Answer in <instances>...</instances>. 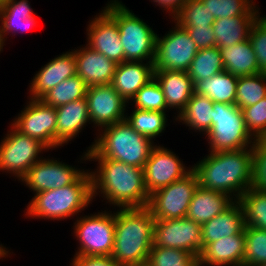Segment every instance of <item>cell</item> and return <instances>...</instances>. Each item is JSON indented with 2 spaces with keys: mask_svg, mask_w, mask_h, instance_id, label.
Here are the masks:
<instances>
[{
  "mask_svg": "<svg viewBox=\"0 0 266 266\" xmlns=\"http://www.w3.org/2000/svg\"><path fill=\"white\" fill-rule=\"evenodd\" d=\"M177 152L170 147L156 144L144 166L145 185L149 195L167 185L182 179L193 170ZM188 165V166H187Z\"/></svg>",
  "mask_w": 266,
  "mask_h": 266,
  "instance_id": "5bb4252c",
  "label": "cell"
},
{
  "mask_svg": "<svg viewBox=\"0 0 266 266\" xmlns=\"http://www.w3.org/2000/svg\"><path fill=\"white\" fill-rule=\"evenodd\" d=\"M32 1V0H31ZM30 0H2L0 5V44L4 50L8 40L31 32L39 26L38 15ZM14 36V37H13ZM9 37H11L9 39Z\"/></svg>",
  "mask_w": 266,
  "mask_h": 266,
  "instance_id": "d6986e66",
  "label": "cell"
},
{
  "mask_svg": "<svg viewBox=\"0 0 266 266\" xmlns=\"http://www.w3.org/2000/svg\"><path fill=\"white\" fill-rule=\"evenodd\" d=\"M224 71V65L217 46L199 49L188 69V75L193 81L194 86L204 79Z\"/></svg>",
  "mask_w": 266,
  "mask_h": 266,
  "instance_id": "1f68e13d",
  "label": "cell"
},
{
  "mask_svg": "<svg viewBox=\"0 0 266 266\" xmlns=\"http://www.w3.org/2000/svg\"><path fill=\"white\" fill-rule=\"evenodd\" d=\"M6 245H4V243L2 244V242L0 241V261H4V260H8V259H12V257L16 254H14L15 252L12 250L11 247H6Z\"/></svg>",
  "mask_w": 266,
  "mask_h": 266,
  "instance_id": "7dc6e473",
  "label": "cell"
},
{
  "mask_svg": "<svg viewBox=\"0 0 266 266\" xmlns=\"http://www.w3.org/2000/svg\"><path fill=\"white\" fill-rule=\"evenodd\" d=\"M170 116L169 112L141 110L132 108L129 104L126 109V121L139 134L150 139L155 144H161L158 138L168 132L166 129L168 126H171L172 123L176 124V118L171 116L172 120L168 119Z\"/></svg>",
  "mask_w": 266,
  "mask_h": 266,
  "instance_id": "f1b7e54d",
  "label": "cell"
},
{
  "mask_svg": "<svg viewBox=\"0 0 266 266\" xmlns=\"http://www.w3.org/2000/svg\"><path fill=\"white\" fill-rule=\"evenodd\" d=\"M259 16V9L254 7L246 16L215 19L212 29L216 46L229 47L248 39L252 25Z\"/></svg>",
  "mask_w": 266,
  "mask_h": 266,
  "instance_id": "83f0119b",
  "label": "cell"
},
{
  "mask_svg": "<svg viewBox=\"0 0 266 266\" xmlns=\"http://www.w3.org/2000/svg\"><path fill=\"white\" fill-rule=\"evenodd\" d=\"M238 201L244 210L246 227L266 230V191L251 187Z\"/></svg>",
  "mask_w": 266,
  "mask_h": 266,
  "instance_id": "836d02e7",
  "label": "cell"
},
{
  "mask_svg": "<svg viewBox=\"0 0 266 266\" xmlns=\"http://www.w3.org/2000/svg\"><path fill=\"white\" fill-rule=\"evenodd\" d=\"M238 77L222 71L211 78L199 81L195 93L210 98L213 102L235 104Z\"/></svg>",
  "mask_w": 266,
  "mask_h": 266,
  "instance_id": "4dcf8cb0",
  "label": "cell"
},
{
  "mask_svg": "<svg viewBox=\"0 0 266 266\" xmlns=\"http://www.w3.org/2000/svg\"><path fill=\"white\" fill-rule=\"evenodd\" d=\"M170 21V22H169ZM168 31L158 34L153 59L154 70L188 71L198 48L186 29L168 20Z\"/></svg>",
  "mask_w": 266,
  "mask_h": 266,
  "instance_id": "8fae6325",
  "label": "cell"
},
{
  "mask_svg": "<svg viewBox=\"0 0 266 266\" xmlns=\"http://www.w3.org/2000/svg\"><path fill=\"white\" fill-rule=\"evenodd\" d=\"M207 153L192 163L199 186L239 200L252 187L253 148Z\"/></svg>",
  "mask_w": 266,
  "mask_h": 266,
  "instance_id": "7a4b0ae2",
  "label": "cell"
},
{
  "mask_svg": "<svg viewBox=\"0 0 266 266\" xmlns=\"http://www.w3.org/2000/svg\"><path fill=\"white\" fill-rule=\"evenodd\" d=\"M95 14L89 17L86 24L85 44L117 64L124 62V50L116 21L102 7Z\"/></svg>",
  "mask_w": 266,
  "mask_h": 266,
  "instance_id": "e0dca14e",
  "label": "cell"
},
{
  "mask_svg": "<svg viewBox=\"0 0 266 266\" xmlns=\"http://www.w3.org/2000/svg\"><path fill=\"white\" fill-rule=\"evenodd\" d=\"M156 144L139 134L125 120L99 129L85 151L88 158H107L144 168Z\"/></svg>",
  "mask_w": 266,
  "mask_h": 266,
  "instance_id": "5b68a950",
  "label": "cell"
},
{
  "mask_svg": "<svg viewBox=\"0 0 266 266\" xmlns=\"http://www.w3.org/2000/svg\"><path fill=\"white\" fill-rule=\"evenodd\" d=\"M245 126L255 140H266V97L242 108Z\"/></svg>",
  "mask_w": 266,
  "mask_h": 266,
  "instance_id": "60d3db41",
  "label": "cell"
},
{
  "mask_svg": "<svg viewBox=\"0 0 266 266\" xmlns=\"http://www.w3.org/2000/svg\"><path fill=\"white\" fill-rule=\"evenodd\" d=\"M2 52H4V50H3V48H2V46L0 44V55H1Z\"/></svg>",
  "mask_w": 266,
  "mask_h": 266,
  "instance_id": "681fc988",
  "label": "cell"
},
{
  "mask_svg": "<svg viewBox=\"0 0 266 266\" xmlns=\"http://www.w3.org/2000/svg\"><path fill=\"white\" fill-rule=\"evenodd\" d=\"M51 152L54 153L50 150L49 155L36 162L18 182L33 195L73 184L88 169V152L84 148L76 157L75 165L66 163L61 157H51ZM81 163L86 164L85 167Z\"/></svg>",
  "mask_w": 266,
  "mask_h": 266,
  "instance_id": "9c48e42d",
  "label": "cell"
},
{
  "mask_svg": "<svg viewBox=\"0 0 266 266\" xmlns=\"http://www.w3.org/2000/svg\"><path fill=\"white\" fill-rule=\"evenodd\" d=\"M30 198L21 214L28 221H73L93 205L90 172L87 169L73 184L41 191Z\"/></svg>",
  "mask_w": 266,
  "mask_h": 266,
  "instance_id": "277c9868",
  "label": "cell"
},
{
  "mask_svg": "<svg viewBox=\"0 0 266 266\" xmlns=\"http://www.w3.org/2000/svg\"><path fill=\"white\" fill-rule=\"evenodd\" d=\"M87 89V84L76 74L49 90L40 100L56 108L86 97Z\"/></svg>",
  "mask_w": 266,
  "mask_h": 266,
  "instance_id": "d6a6232c",
  "label": "cell"
},
{
  "mask_svg": "<svg viewBox=\"0 0 266 266\" xmlns=\"http://www.w3.org/2000/svg\"><path fill=\"white\" fill-rule=\"evenodd\" d=\"M45 63L38 71H35L29 81L25 98L40 99L59 83L77 74L73 47L55 55L54 58Z\"/></svg>",
  "mask_w": 266,
  "mask_h": 266,
  "instance_id": "ac0fdd59",
  "label": "cell"
},
{
  "mask_svg": "<svg viewBox=\"0 0 266 266\" xmlns=\"http://www.w3.org/2000/svg\"><path fill=\"white\" fill-rule=\"evenodd\" d=\"M70 261L68 266H120L111 256H72Z\"/></svg>",
  "mask_w": 266,
  "mask_h": 266,
  "instance_id": "f6af8a7d",
  "label": "cell"
},
{
  "mask_svg": "<svg viewBox=\"0 0 266 266\" xmlns=\"http://www.w3.org/2000/svg\"><path fill=\"white\" fill-rule=\"evenodd\" d=\"M255 7L260 8V6L258 5L259 2H257V0H249ZM257 2V3H256Z\"/></svg>",
  "mask_w": 266,
  "mask_h": 266,
  "instance_id": "c3c4849f",
  "label": "cell"
},
{
  "mask_svg": "<svg viewBox=\"0 0 266 266\" xmlns=\"http://www.w3.org/2000/svg\"><path fill=\"white\" fill-rule=\"evenodd\" d=\"M154 78L164 93L170 114H172L173 118H177L195 92V86L188 72L154 70Z\"/></svg>",
  "mask_w": 266,
  "mask_h": 266,
  "instance_id": "603a6c76",
  "label": "cell"
},
{
  "mask_svg": "<svg viewBox=\"0 0 266 266\" xmlns=\"http://www.w3.org/2000/svg\"><path fill=\"white\" fill-rule=\"evenodd\" d=\"M132 108L149 111L170 112L164 93L155 78L145 84L128 103Z\"/></svg>",
  "mask_w": 266,
  "mask_h": 266,
  "instance_id": "8d00e7d4",
  "label": "cell"
},
{
  "mask_svg": "<svg viewBox=\"0 0 266 266\" xmlns=\"http://www.w3.org/2000/svg\"><path fill=\"white\" fill-rule=\"evenodd\" d=\"M117 23L124 61L153 62L157 31L122 0H107L102 7Z\"/></svg>",
  "mask_w": 266,
  "mask_h": 266,
  "instance_id": "8992f818",
  "label": "cell"
},
{
  "mask_svg": "<svg viewBox=\"0 0 266 266\" xmlns=\"http://www.w3.org/2000/svg\"><path fill=\"white\" fill-rule=\"evenodd\" d=\"M202 138L208 152L252 148L256 142L246 129L242 110L221 102H214L212 127Z\"/></svg>",
  "mask_w": 266,
  "mask_h": 266,
  "instance_id": "ba28073f",
  "label": "cell"
},
{
  "mask_svg": "<svg viewBox=\"0 0 266 266\" xmlns=\"http://www.w3.org/2000/svg\"><path fill=\"white\" fill-rule=\"evenodd\" d=\"M146 266H198V257L182 249L152 246Z\"/></svg>",
  "mask_w": 266,
  "mask_h": 266,
  "instance_id": "d590c367",
  "label": "cell"
},
{
  "mask_svg": "<svg viewBox=\"0 0 266 266\" xmlns=\"http://www.w3.org/2000/svg\"><path fill=\"white\" fill-rule=\"evenodd\" d=\"M86 214V215H85ZM70 223L77 245L72 256H111L115 237V209L84 212Z\"/></svg>",
  "mask_w": 266,
  "mask_h": 266,
  "instance_id": "52a82bcc",
  "label": "cell"
},
{
  "mask_svg": "<svg viewBox=\"0 0 266 266\" xmlns=\"http://www.w3.org/2000/svg\"><path fill=\"white\" fill-rule=\"evenodd\" d=\"M21 110L9 122L21 134L33 137L49 150L57 151L56 108L40 99H25Z\"/></svg>",
  "mask_w": 266,
  "mask_h": 266,
  "instance_id": "7c38bea8",
  "label": "cell"
},
{
  "mask_svg": "<svg viewBox=\"0 0 266 266\" xmlns=\"http://www.w3.org/2000/svg\"><path fill=\"white\" fill-rule=\"evenodd\" d=\"M195 42L198 49L216 46V40L212 26H194L185 28Z\"/></svg>",
  "mask_w": 266,
  "mask_h": 266,
  "instance_id": "ee69618b",
  "label": "cell"
},
{
  "mask_svg": "<svg viewBox=\"0 0 266 266\" xmlns=\"http://www.w3.org/2000/svg\"><path fill=\"white\" fill-rule=\"evenodd\" d=\"M256 266H266V263L258 264Z\"/></svg>",
  "mask_w": 266,
  "mask_h": 266,
  "instance_id": "f907efd6",
  "label": "cell"
},
{
  "mask_svg": "<svg viewBox=\"0 0 266 266\" xmlns=\"http://www.w3.org/2000/svg\"><path fill=\"white\" fill-rule=\"evenodd\" d=\"M215 19L246 16L255 6L249 0H201Z\"/></svg>",
  "mask_w": 266,
  "mask_h": 266,
  "instance_id": "ab89813d",
  "label": "cell"
},
{
  "mask_svg": "<svg viewBox=\"0 0 266 266\" xmlns=\"http://www.w3.org/2000/svg\"><path fill=\"white\" fill-rule=\"evenodd\" d=\"M172 20L184 29L194 26H212L215 22L213 14L201 0H187Z\"/></svg>",
  "mask_w": 266,
  "mask_h": 266,
  "instance_id": "74e56055",
  "label": "cell"
},
{
  "mask_svg": "<svg viewBox=\"0 0 266 266\" xmlns=\"http://www.w3.org/2000/svg\"><path fill=\"white\" fill-rule=\"evenodd\" d=\"M213 104L210 98L194 92L184 110L177 116L174 125H184L192 136L204 137L212 127Z\"/></svg>",
  "mask_w": 266,
  "mask_h": 266,
  "instance_id": "4316f807",
  "label": "cell"
},
{
  "mask_svg": "<svg viewBox=\"0 0 266 266\" xmlns=\"http://www.w3.org/2000/svg\"><path fill=\"white\" fill-rule=\"evenodd\" d=\"M92 165L91 175L93 203L99 198L101 207L142 208L147 207L150 195L144 178V169L107 158H88Z\"/></svg>",
  "mask_w": 266,
  "mask_h": 266,
  "instance_id": "6da1fadb",
  "label": "cell"
},
{
  "mask_svg": "<svg viewBox=\"0 0 266 266\" xmlns=\"http://www.w3.org/2000/svg\"><path fill=\"white\" fill-rule=\"evenodd\" d=\"M0 140V174L15 182L50 150L39 140L21 134L9 122ZM45 153V154H44ZM2 172V173H1Z\"/></svg>",
  "mask_w": 266,
  "mask_h": 266,
  "instance_id": "30bf717a",
  "label": "cell"
},
{
  "mask_svg": "<svg viewBox=\"0 0 266 266\" xmlns=\"http://www.w3.org/2000/svg\"><path fill=\"white\" fill-rule=\"evenodd\" d=\"M252 187L266 191V140H256L253 145Z\"/></svg>",
  "mask_w": 266,
  "mask_h": 266,
  "instance_id": "7bdbcfd3",
  "label": "cell"
},
{
  "mask_svg": "<svg viewBox=\"0 0 266 266\" xmlns=\"http://www.w3.org/2000/svg\"><path fill=\"white\" fill-rule=\"evenodd\" d=\"M244 210L238 200L202 225V248L224 236L240 234L245 228Z\"/></svg>",
  "mask_w": 266,
  "mask_h": 266,
  "instance_id": "484cf974",
  "label": "cell"
},
{
  "mask_svg": "<svg viewBox=\"0 0 266 266\" xmlns=\"http://www.w3.org/2000/svg\"><path fill=\"white\" fill-rule=\"evenodd\" d=\"M244 230L206 244L198 257V266H243Z\"/></svg>",
  "mask_w": 266,
  "mask_h": 266,
  "instance_id": "7402d4cb",
  "label": "cell"
},
{
  "mask_svg": "<svg viewBox=\"0 0 266 266\" xmlns=\"http://www.w3.org/2000/svg\"><path fill=\"white\" fill-rule=\"evenodd\" d=\"M244 235L246 245L243 266L266 263V230L245 226Z\"/></svg>",
  "mask_w": 266,
  "mask_h": 266,
  "instance_id": "f35d334b",
  "label": "cell"
},
{
  "mask_svg": "<svg viewBox=\"0 0 266 266\" xmlns=\"http://www.w3.org/2000/svg\"><path fill=\"white\" fill-rule=\"evenodd\" d=\"M198 186L197 175L192 170L182 179L152 193L147 207L156 220L185 218Z\"/></svg>",
  "mask_w": 266,
  "mask_h": 266,
  "instance_id": "4fadbf2b",
  "label": "cell"
},
{
  "mask_svg": "<svg viewBox=\"0 0 266 266\" xmlns=\"http://www.w3.org/2000/svg\"><path fill=\"white\" fill-rule=\"evenodd\" d=\"M266 97V73L238 77L235 105L245 108Z\"/></svg>",
  "mask_w": 266,
  "mask_h": 266,
  "instance_id": "e575fe53",
  "label": "cell"
},
{
  "mask_svg": "<svg viewBox=\"0 0 266 266\" xmlns=\"http://www.w3.org/2000/svg\"><path fill=\"white\" fill-rule=\"evenodd\" d=\"M187 0H149L154 8L158 7V11L162 12L164 17L162 19L172 20L181 10L182 6Z\"/></svg>",
  "mask_w": 266,
  "mask_h": 266,
  "instance_id": "bcb514c9",
  "label": "cell"
},
{
  "mask_svg": "<svg viewBox=\"0 0 266 266\" xmlns=\"http://www.w3.org/2000/svg\"><path fill=\"white\" fill-rule=\"evenodd\" d=\"M77 75L88 87L111 84L117 63L86 44L74 47Z\"/></svg>",
  "mask_w": 266,
  "mask_h": 266,
  "instance_id": "44dd1931",
  "label": "cell"
},
{
  "mask_svg": "<svg viewBox=\"0 0 266 266\" xmlns=\"http://www.w3.org/2000/svg\"><path fill=\"white\" fill-rule=\"evenodd\" d=\"M234 201L226 193L198 186L192 196L186 218L203 225L222 213Z\"/></svg>",
  "mask_w": 266,
  "mask_h": 266,
  "instance_id": "d4e9b609",
  "label": "cell"
},
{
  "mask_svg": "<svg viewBox=\"0 0 266 266\" xmlns=\"http://www.w3.org/2000/svg\"><path fill=\"white\" fill-rule=\"evenodd\" d=\"M258 9L260 16L253 23L248 39L255 53L259 70L266 73V14L261 7Z\"/></svg>",
  "mask_w": 266,
  "mask_h": 266,
  "instance_id": "b9f144b4",
  "label": "cell"
},
{
  "mask_svg": "<svg viewBox=\"0 0 266 266\" xmlns=\"http://www.w3.org/2000/svg\"><path fill=\"white\" fill-rule=\"evenodd\" d=\"M224 71L236 77L260 73L249 39L229 47H220Z\"/></svg>",
  "mask_w": 266,
  "mask_h": 266,
  "instance_id": "f546056e",
  "label": "cell"
},
{
  "mask_svg": "<svg viewBox=\"0 0 266 266\" xmlns=\"http://www.w3.org/2000/svg\"><path fill=\"white\" fill-rule=\"evenodd\" d=\"M86 99L93 129H99L126 119L128 103L111 84L90 86Z\"/></svg>",
  "mask_w": 266,
  "mask_h": 266,
  "instance_id": "2e32d148",
  "label": "cell"
},
{
  "mask_svg": "<svg viewBox=\"0 0 266 266\" xmlns=\"http://www.w3.org/2000/svg\"><path fill=\"white\" fill-rule=\"evenodd\" d=\"M56 115L57 151L69 143H74L76 137L79 138V135L81 137L87 126H90L88 128H91L92 132L95 131V134L93 133L95 140L97 131L92 129L86 97L56 107Z\"/></svg>",
  "mask_w": 266,
  "mask_h": 266,
  "instance_id": "ffe728a7",
  "label": "cell"
},
{
  "mask_svg": "<svg viewBox=\"0 0 266 266\" xmlns=\"http://www.w3.org/2000/svg\"><path fill=\"white\" fill-rule=\"evenodd\" d=\"M152 246L182 249L199 257L202 251V225L186 217L156 220Z\"/></svg>",
  "mask_w": 266,
  "mask_h": 266,
  "instance_id": "9a60e30c",
  "label": "cell"
},
{
  "mask_svg": "<svg viewBox=\"0 0 266 266\" xmlns=\"http://www.w3.org/2000/svg\"><path fill=\"white\" fill-rule=\"evenodd\" d=\"M154 78L152 62L124 61L117 64L111 85L127 103Z\"/></svg>",
  "mask_w": 266,
  "mask_h": 266,
  "instance_id": "cb8c5ba5",
  "label": "cell"
},
{
  "mask_svg": "<svg viewBox=\"0 0 266 266\" xmlns=\"http://www.w3.org/2000/svg\"><path fill=\"white\" fill-rule=\"evenodd\" d=\"M156 219L148 207L115 209L111 258L120 266H146Z\"/></svg>",
  "mask_w": 266,
  "mask_h": 266,
  "instance_id": "3957f363",
  "label": "cell"
}]
</instances>
